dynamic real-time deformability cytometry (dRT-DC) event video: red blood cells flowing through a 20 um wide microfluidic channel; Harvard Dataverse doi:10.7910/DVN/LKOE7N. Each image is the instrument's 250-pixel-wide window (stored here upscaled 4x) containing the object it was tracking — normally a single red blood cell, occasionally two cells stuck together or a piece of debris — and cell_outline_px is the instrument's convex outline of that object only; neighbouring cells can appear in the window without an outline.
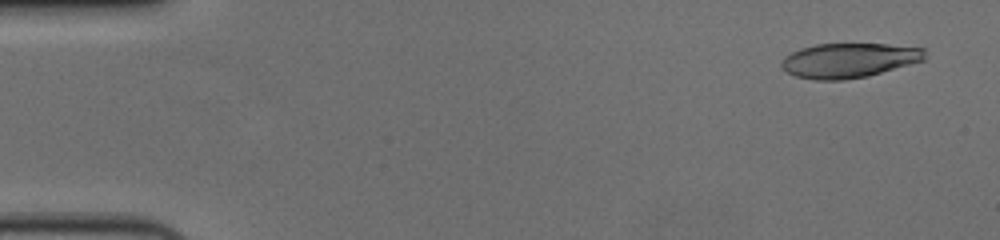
{"species": "human", "species_latin": "Homo sapiens", "temperature_condition": "cold", "stored_images_in_passage": 57, "camera_frame_rate_fps": 3000, "um_per_image_px": 0.085, "donor": {"sex": "female"}, "frame": {"image": 1, "passage_image": 3, "time_ms": 0.667, "image_size_px": [1000, 240], "cell_outline_px": [[924, 60], [868, 76], [844, 80], [816, 80], [796, 76], [780, 68], [780, 64], [792, 52], [800, 48], [816, 44], [888, 44], [924, 48]], "centroid_in_image_um": [72.15, 5.13], "position_along_channel_um": 12.9, "area_um2": 28.73}}
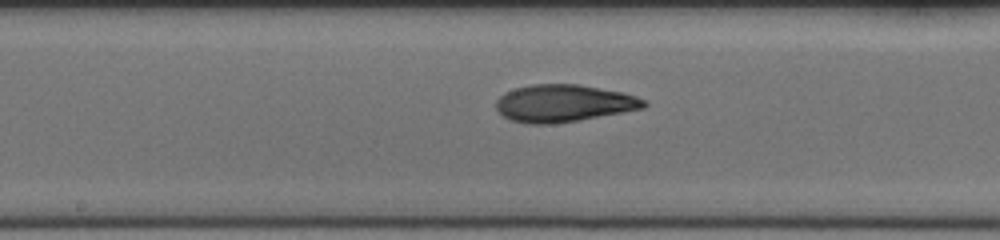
{"frame": {"image": 2, "passage_image": 30, "time_ms": 9.667, "image_size_px": [1000, 240], "cell_outline_px": [[648, 104], [644, 108], [580, 120], [552, 124], [528, 124], [512, 120], [504, 116], [496, 108], [496, 100], [504, 92], [516, 88], [532, 84], [580, 84], [624, 92], [636, 96], [644, 100]], "centroid_in_image_um": [47.92, 8.77], "position_along_channel_um": 200.3, "area_um2": 32.19}}
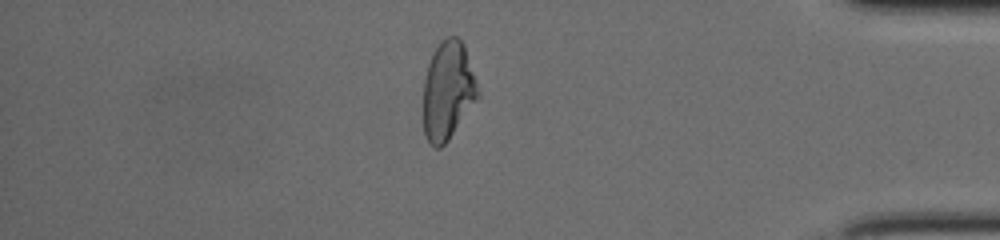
{"frame": {"image": 3, "passage_image": 49, "time_ms": 16.0, "image_size_px": [1000, 240], "cell_outline_px": [[480, 96], [448, 140], [440, 148], [436, 148], [424, 136], [424, 80], [428, 64], [432, 52], [440, 40], [448, 36], [456, 36], [464, 44], [480, 92]], "centroid_in_image_um": [38.07, 7.68], "position_along_channel_um": 397.1, "area_um2": 31.33}, "authors_computed_cell_mechanics": {"area_um2": 31.5588, "velocity_mm_per_s": 3.6351, "shape_relaxation_time_tau1_ms": 5.5103, "shape_relaxation_time_tau2_ms": 2.9841, "deformation_change_tau1": 0.1823, "deformation_change_tau2": 0.0948}}